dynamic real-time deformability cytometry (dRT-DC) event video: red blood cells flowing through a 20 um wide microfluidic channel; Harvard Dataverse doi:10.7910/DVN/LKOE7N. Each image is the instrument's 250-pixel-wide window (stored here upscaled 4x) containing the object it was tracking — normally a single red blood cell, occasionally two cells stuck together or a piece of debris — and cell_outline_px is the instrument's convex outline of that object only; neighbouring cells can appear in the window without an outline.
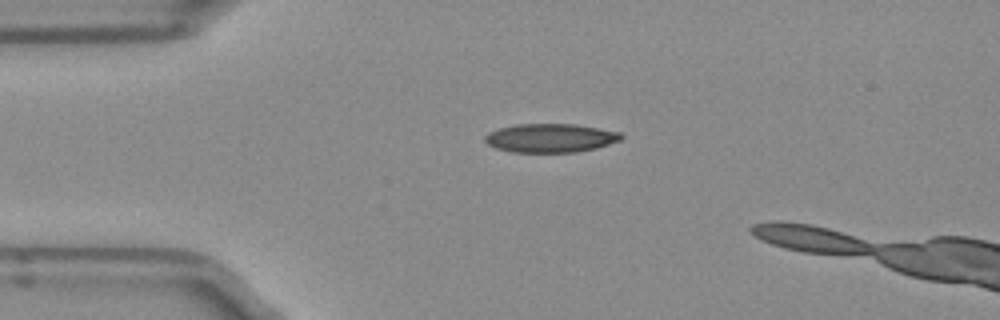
{"species": "Egyptian fruit bat (a non-hibernating species)", "species_latin": "Rousettus aegyptiacus", "temperature_condition": "room temperature", "stored_images_in_passage": 5, "camera_frame_rate_fps": 3000, "um_per_image_px": 0.085, "frame": {"image": 1, "passage_image": 1, "time_ms": 0.0, "image_size_px": [1000, 320], "cell_outline_px": [[624, 136], [620, 140], [596, 148], [576, 152], [512, 152], [496, 148], [488, 144], [484, 140], [484, 136], [488, 132], [500, 128], [516, 124], [576, 124], [620, 132]], "centroid_in_image_um": [46.78, 11.73], "position_along_channel_um": 38.2, "area_um2": 22.77}}